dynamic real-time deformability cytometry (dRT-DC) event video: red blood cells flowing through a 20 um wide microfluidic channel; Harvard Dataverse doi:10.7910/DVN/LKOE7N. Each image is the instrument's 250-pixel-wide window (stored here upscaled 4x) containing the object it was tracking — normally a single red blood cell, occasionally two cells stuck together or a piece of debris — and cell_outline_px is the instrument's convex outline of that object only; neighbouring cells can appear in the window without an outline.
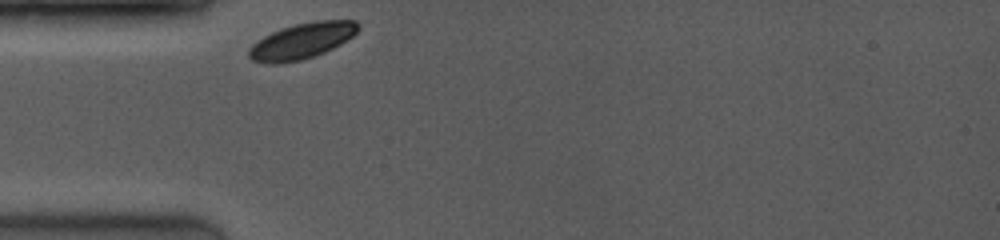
{"species": "common noctule bat (a hibernating species)", "species_latin": "Nyctalus noctula", "temperature_condition": "room temperature", "stored_images_in_passage": 38, "camera_frame_rate_fps": 4000, "um_per_image_px": 0.085, "animal": {"sex": "female", "body_mass_g": 19.0, "forearm_length_mm": 53.3}, "frame": {"image": 1, "passage_image": 1, "time_ms": 0.0, "image_size_px": [1000, 240], "cell_outline_px": [[360, 28], [352, 36], [340, 44], [324, 52], [300, 60], [272, 64], [252, 60], [248, 56], [248, 48], [252, 44], [264, 36], [280, 28], [292, 24], [312, 20], [356, 20]], "centroid_in_image_um": [25.65, 3.45], "position_along_channel_um": 59.4, "area_um2": 22.77}}
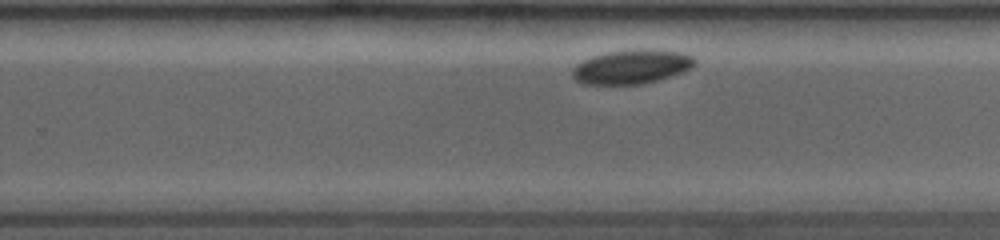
{"frame": {"image": 2, "passage_image": 25, "time_ms": 6.0, "image_size_px": [1000, 240], "cell_outline_px": [[696, 64], [680, 72], [656, 80], [640, 84], [584, 84], [576, 80], [572, 76], [572, 72], [584, 60], [592, 56], [608, 52], [636, 48], [656, 48], [680, 52], [692, 56], [696, 60]], "centroid_in_image_um": [53.71, 5.64], "position_along_channel_um": 276.1, "area_um2": 24.1}}
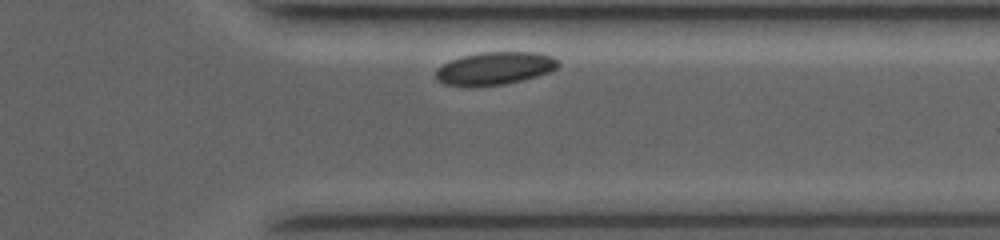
{"frame": {"image": 3, "passage_image": 35, "time_ms": 8.5, "image_size_px": [1000, 240], "cell_outline_px": [[560, 64], [556, 68], [548, 72], [536, 76], [520, 80], [500, 84], [444, 84], [436, 76], [436, 68], [452, 60], [464, 56], [480, 52], [540, 52], [552, 56]], "centroid_in_image_um": [42.11, 5.76], "position_along_channel_um": 369.3, "area_um2": 22.48}, "authors_computed_cell_mechanics": {"area_um2": 23.3512, "velocity_mm_per_s": 3.6747, "shape_relaxation_time_tau1_ms": 1.1836, "shape_relaxation_time_tau2_ms": null, "deformation_change_tau1": 0.0576, "deformation_change_tau2": null}}